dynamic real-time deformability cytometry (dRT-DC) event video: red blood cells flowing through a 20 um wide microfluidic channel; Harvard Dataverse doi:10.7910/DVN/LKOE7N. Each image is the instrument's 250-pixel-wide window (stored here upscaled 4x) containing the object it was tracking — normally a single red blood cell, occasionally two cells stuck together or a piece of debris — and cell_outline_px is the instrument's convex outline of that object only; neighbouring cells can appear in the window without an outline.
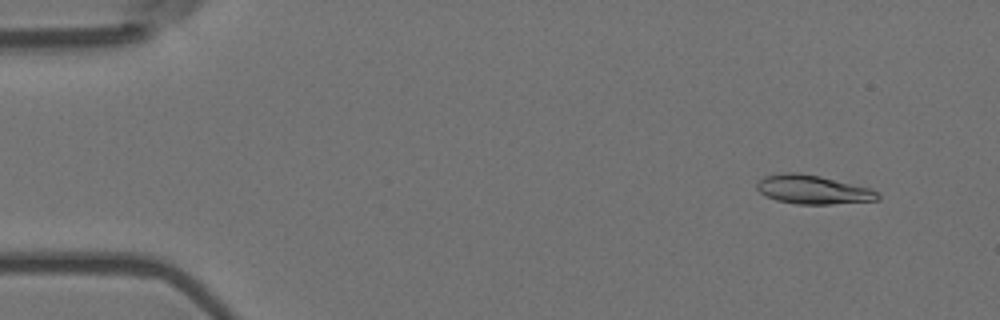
{"species": "Egyptian fruit bat (a non-hibernating species)", "species_latin": "Rousettus aegyptiacus", "temperature_condition": "room temperature", "stored_images_in_passage": 3, "camera_frame_rate_fps": 3000, "um_per_image_px": 0.085, "animal": {"sex": "female"}, "frame": {"image": 1, "passage_image": 1, "time_ms": 0.0, "image_size_px": [1000, 320], "cell_outline_px": [[880, 200], [832, 204], [796, 204], [776, 200], [764, 196], [756, 188], [756, 184], [764, 176], [780, 172], [800, 172], [820, 176], [872, 188], [880, 192]], "centroid_in_image_um": [69.11, 16.11], "position_along_channel_um": 15.9, "area_um2": 20.69}}